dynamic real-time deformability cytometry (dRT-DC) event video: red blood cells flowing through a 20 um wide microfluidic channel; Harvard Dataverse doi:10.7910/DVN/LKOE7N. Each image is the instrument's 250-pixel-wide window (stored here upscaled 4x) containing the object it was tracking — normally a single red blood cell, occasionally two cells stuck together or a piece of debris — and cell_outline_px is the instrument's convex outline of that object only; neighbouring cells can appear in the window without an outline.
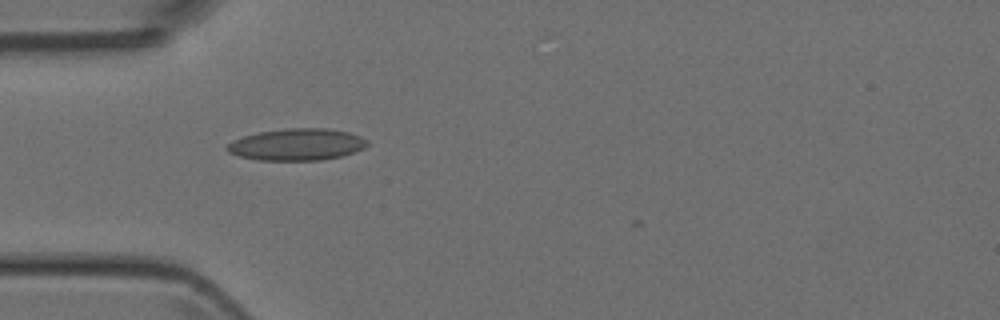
{"species": "Egyptian fruit bat (a non-hibernating species)", "species_latin": "Rousettus aegyptiacus", "temperature_condition": "room temperature", "stored_images_in_passage": 3, "camera_frame_rate_fps": 3000, "um_per_image_px": 0.085, "animal": {"sex": "female"}, "frame": {"image": 1, "passage_image": 1, "time_ms": 0.0, "image_size_px": [1000, 320], "cell_outline_px": [[368, 144], [364, 148], [340, 156], [320, 160], [260, 160], [240, 156], [228, 152], [224, 148], [232, 140], [244, 136], [260, 132], [284, 128], [328, 128], [348, 132], [360, 136], [368, 140]], "centroid_in_image_um": [25.22, 12.27], "position_along_channel_um": 59.8, "area_um2": 25.89}}
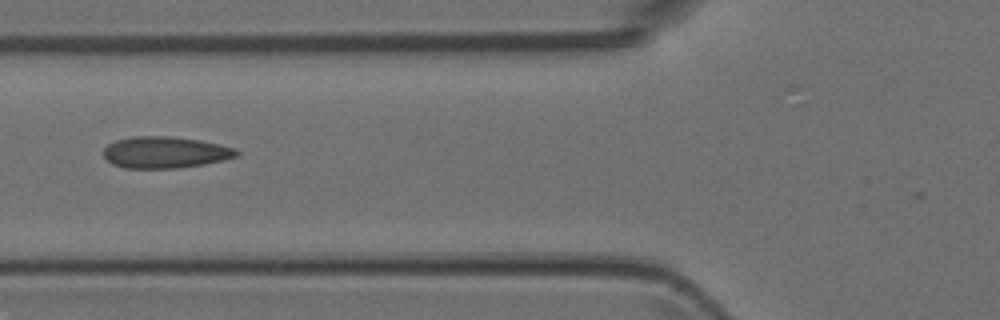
{"frame": {"image": 2, "passage_image": 2, "time_ms": 1.333, "image_size_px": [1000, 320], "cell_outline_px": [[240, 152], [236, 156], [204, 164], [180, 168], [124, 168], [112, 164], [104, 156], [104, 148], [108, 144], [116, 140], [132, 136], [168, 136], [200, 140], [236, 148]], "centroid_in_image_um": [14.01, 12.95], "position_along_channel_um": 111.8, "area_um2": 24.39}}
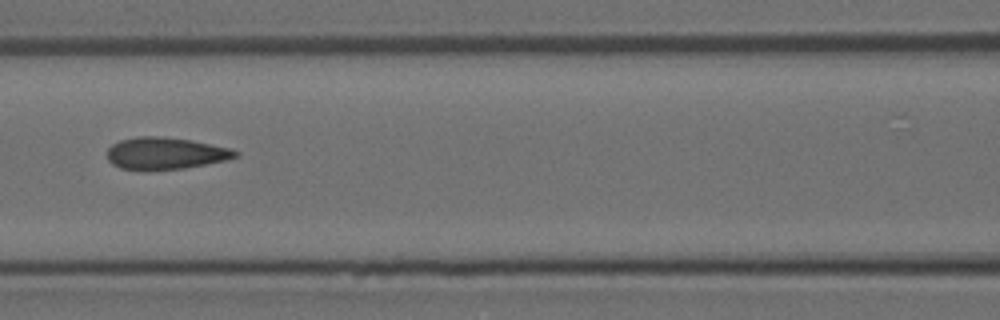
{"frame": {"image": 3, "passage_image": 3, "time_ms": 2.333, "image_size_px": [1000, 320], "cell_outline_px": [[240, 156], [228, 160], [184, 168], [120, 168], [112, 164], [108, 160], [108, 148], [112, 144], [120, 140], [140, 136], [160, 136], [192, 140], [228, 148], [240, 152]], "centroid_in_image_um": [14.1, 13.01], "position_along_channel_um": 152.5, "area_um2": 23.41}}